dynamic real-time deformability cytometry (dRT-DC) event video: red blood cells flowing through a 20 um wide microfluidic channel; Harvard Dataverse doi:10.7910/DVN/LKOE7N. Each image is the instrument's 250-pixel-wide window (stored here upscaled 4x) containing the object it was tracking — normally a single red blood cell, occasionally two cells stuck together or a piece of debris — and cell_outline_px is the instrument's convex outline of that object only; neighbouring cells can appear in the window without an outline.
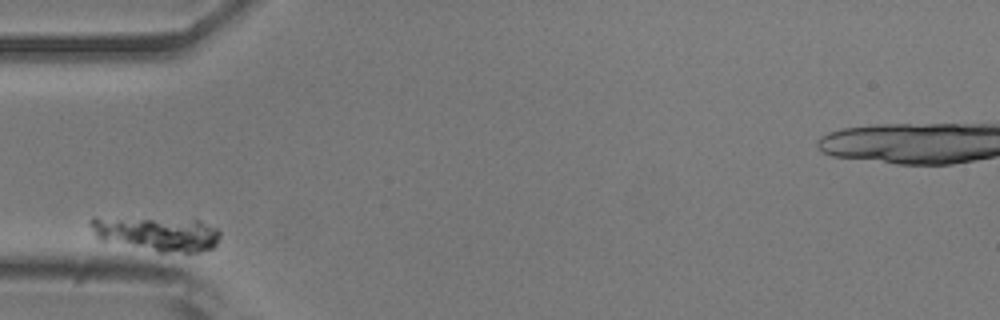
{"species": "common noctule bat (a hibernating species)", "species_latin": "Nyctalus noctula", "temperature_condition": "room temperature", "stored_images_in_passage": 32, "camera_frame_rate_fps": 3000, "um_per_image_px": 0.085, "animal": {"sex": "male", "body_mass_g": 20.5, "forearm_length_mm": 52.5}, "frame": {"image": 1, "passage_image": 1, "time_ms": 0.0, "image_size_px": [1000, 320], "cell_outline_px": [[220, 236], [216, 244], [212, 248], [200, 252], [160, 252], [100, 240], [96, 236], [88, 220], [92, 216], [96, 216], [200, 220], [216, 228], [220, 232]], "centroid_in_image_um": [13.3, 19.84], "position_along_channel_um": 71.7, "area_um2": 26.36}}
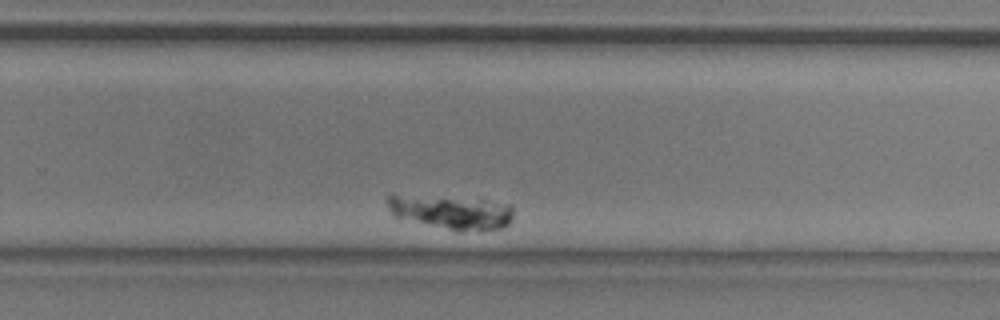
{"frame": {"image": 2, "passage_image": 23, "time_ms": 7.333, "image_size_px": [1000, 320], "cell_outline_px": [[512, 220], [508, 224], [500, 228], [480, 232], [456, 232], [392, 216], [384, 200], [388, 196], [396, 196], [484, 200], [512, 204]], "centroid_in_image_um": [38.4, 18.09], "position_along_channel_um": 291.4, "area_um2": 24.74}}
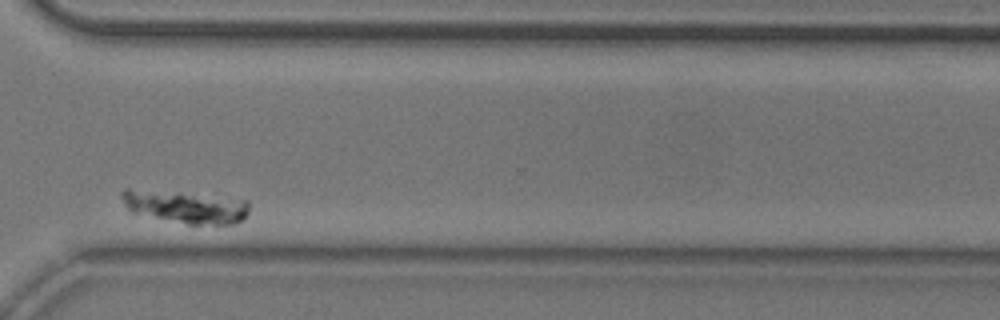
{"frame": {"image": 3, "passage_image": 29, "time_ms": 9.333, "image_size_px": [1000, 320], "cell_outline_px": [[248, 212], [244, 220], [236, 224], [188, 224], [128, 212], [120, 196], [120, 192], [124, 188], [128, 188], [180, 192], [248, 200]], "centroid_in_image_um": [15.72, 17.57], "position_along_channel_um": 354.9, "area_um2": 24.45}}